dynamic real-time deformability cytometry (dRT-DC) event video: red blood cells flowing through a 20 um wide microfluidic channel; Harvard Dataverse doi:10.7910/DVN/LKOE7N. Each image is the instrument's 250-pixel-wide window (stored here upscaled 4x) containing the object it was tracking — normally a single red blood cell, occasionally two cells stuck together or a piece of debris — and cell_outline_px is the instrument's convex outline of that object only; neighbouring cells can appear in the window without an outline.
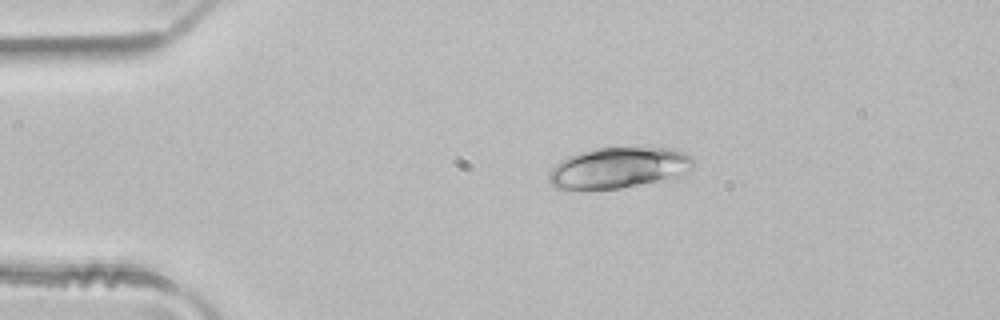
{"species": "common noctule bat (a hibernating species)", "species_latin": "Nyctalus noctula", "temperature_condition": "room temperature", "stored_images_in_passage": 2, "camera_frame_rate_fps": 3000, "um_per_image_px": 0.085, "animal": {"sex": "male", "body_mass_g": 21.5, "forearm_length_mm": 52.0}, "frame": {"image": 1, "passage_image": 1, "time_ms": 0.0, "image_size_px": [1000, 320], "cell_outline_px": [[696, 164], [684, 176], [676, 180], [620, 188], [556, 188], [548, 180], [548, 172], [560, 160], [568, 156], [580, 152], [596, 148], [640, 144], [652, 144], [676, 148], [692, 156], [696, 160]], "centroid_in_image_um": [52.79, 14.2], "position_along_channel_um": 32.2, "area_um2": 36.47}}